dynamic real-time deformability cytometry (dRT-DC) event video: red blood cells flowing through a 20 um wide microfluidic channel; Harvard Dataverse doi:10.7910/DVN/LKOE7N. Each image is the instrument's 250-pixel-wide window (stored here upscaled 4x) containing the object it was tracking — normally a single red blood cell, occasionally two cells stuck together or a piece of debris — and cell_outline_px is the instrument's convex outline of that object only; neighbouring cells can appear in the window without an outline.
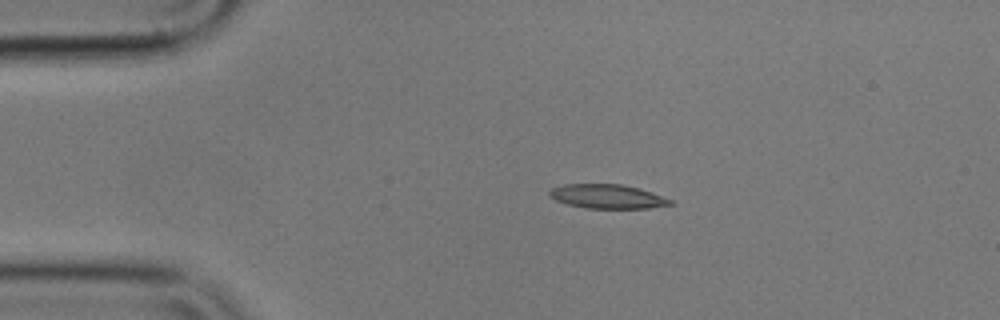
{"species": "common noctule bat (a hibernating species)", "species_latin": "Nyctalus noctula", "temperature_condition": "cold", "stored_images_in_passage": 46, "camera_frame_rate_fps": 3000, "um_per_image_px": 0.085, "animal": {"sex": "male", "body_mass_g": 17.9}, "frame": {"image": 1, "passage_image": 1, "time_ms": 0.0, "image_size_px": [1000, 320], "cell_outline_px": [[676, 204], [648, 208], [584, 208], [568, 204], [556, 200], [548, 196], [548, 192], [552, 188], [564, 184], [624, 184], [652, 192], [672, 200]], "centroid_in_image_um": [51.64, 16.7], "position_along_channel_um": 33.4, "area_um2": 17.05}}
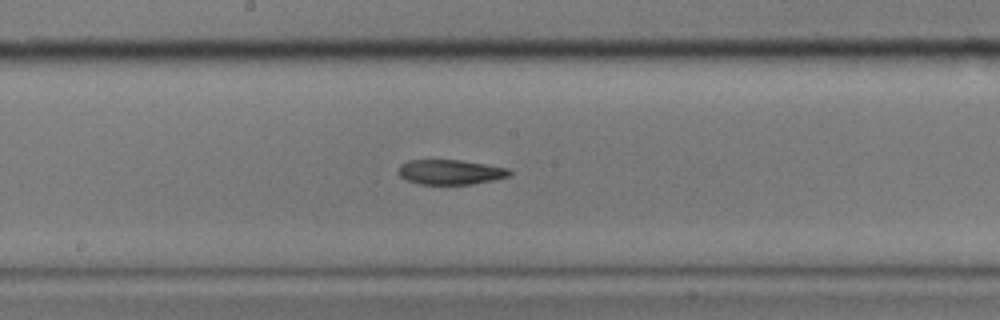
{"frame": {"image": 2, "passage_image": 19, "time_ms": 6.0, "image_size_px": [1000, 320], "cell_outline_px": [[512, 176], [472, 184], [420, 184], [404, 180], [396, 172], [396, 168], [400, 164], [408, 160], [460, 160], [508, 168], [512, 172]], "centroid_in_image_um": [38.23, 14.62], "position_along_channel_um": 210.0, "area_um2": 16.3}}
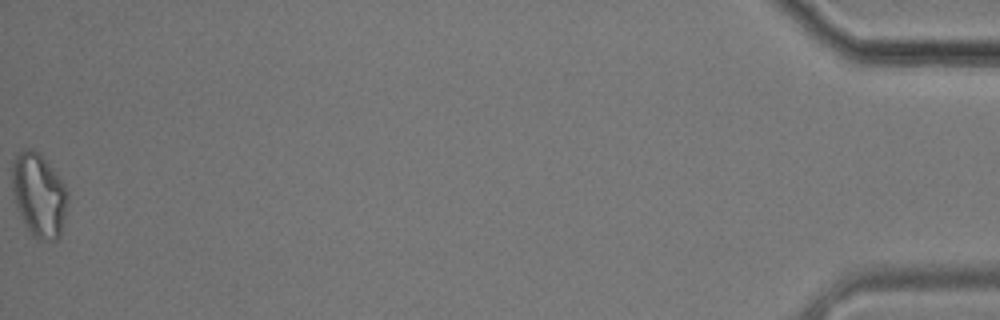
{"frame": {"image": 3, "passage_image": 46, "time_ms": 15.0, "image_size_px": [1000, 320], "cell_outline_px": [[68, 200], [60, 236], [56, 240], [52, 240], [32, 236], [24, 224], [16, 204], [12, 192], [12, 164], [16, 152], [24, 148], [32, 148], [40, 152], [64, 184], [68, 192]], "centroid_in_image_um": [3.29, 16.52], "position_along_channel_um": 431.9, "area_um2": 27.17}, "authors_computed_cell_mechanics": {"area_um2": 17.051, "velocity_mm_per_s": 3.5691, "shape_relaxation_time_tau1_ms": 4.9193, "shape_relaxation_time_tau2_ms": null, "deformation_change_tau1": 0.1767, "deformation_change_tau2": null}}